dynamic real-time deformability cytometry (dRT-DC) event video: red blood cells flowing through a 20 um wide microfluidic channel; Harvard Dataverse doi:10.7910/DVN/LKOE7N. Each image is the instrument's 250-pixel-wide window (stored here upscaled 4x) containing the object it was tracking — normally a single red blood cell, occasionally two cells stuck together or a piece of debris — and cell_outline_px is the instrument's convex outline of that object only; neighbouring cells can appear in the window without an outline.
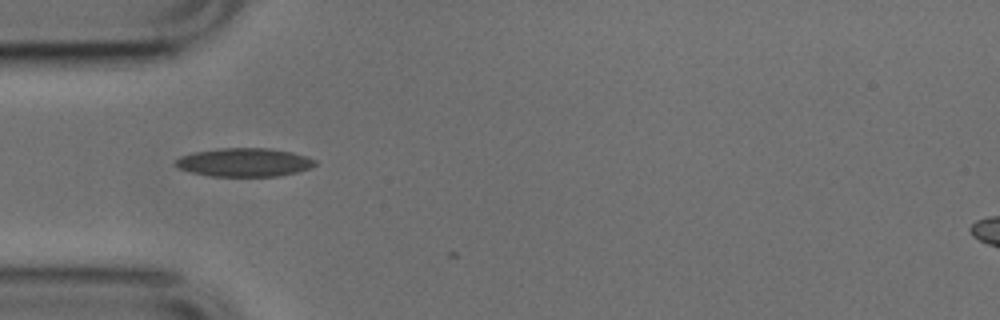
{"species": "common noctule bat (a hibernating species)", "species_latin": "Nyctalus noctula", "temperature_condition": "cold", "stored_images_in_passage": 6, "camera_frame_rate_fps": 3000, "um_per_image_px": 0.085, "animal": {"sex": "male", "body_mass_g": 17.9, "forearm_length_mm": 54.2}, "frame": {"image": 1, "passage_image": 4, "time_ms": 1.0, "image_size_px": [1000, 320], "cell_outline_px": [[316, 164], [308, 168], [296, 172], [276, 176], [212, 176], [192, 172], [180, 168], [176, 164], [176, 160], [180, 156], [196, 152], [220, 148], [268, 148], [292, 152], [308, 156], [316, 160]], "centroid_in_image_um": [20.8, 13.79], "position_along_channel_um": 64.2, "area_um2": 22.89}}